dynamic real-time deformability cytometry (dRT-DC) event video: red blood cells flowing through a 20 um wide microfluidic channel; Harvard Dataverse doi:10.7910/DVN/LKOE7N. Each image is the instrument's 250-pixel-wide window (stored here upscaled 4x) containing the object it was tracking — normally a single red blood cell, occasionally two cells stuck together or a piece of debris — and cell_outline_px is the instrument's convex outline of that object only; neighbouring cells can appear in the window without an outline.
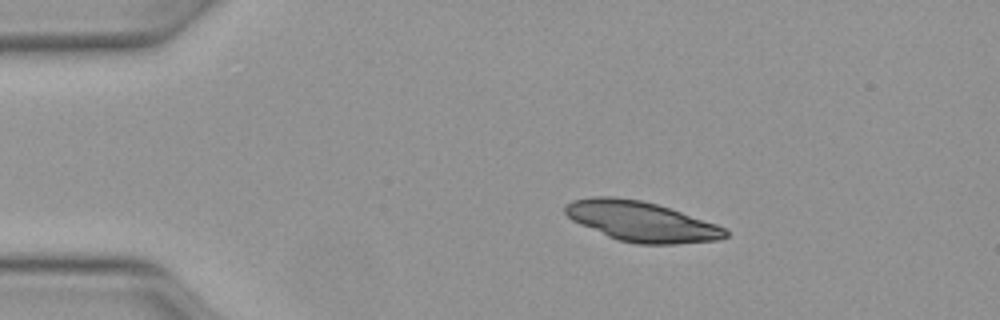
{"species": "Egyptian fruit bat (a non-hibernating species)", "species_latin": "Rousettus aegyptiacus", "temperature_condition": "warm", "stored_images_in_passage": 48, "camera_frame_rate_fps": 3000, "um_per_image_px": 0.085, "animal": {"sex": "female"}, "frame": {"image": 1, "passage_image": 8, "time_ms": 2.333, "image_size_px": [1000, 320], "cell_outline_px": [[728, 236], [720, 240], [676, 244], [636, 244], [616, 240], [580, 224], [572, 220], [564, 212], [564, 208], [572, 200], [596, 196], [612, 196], [640, 200], [656, 204], [716, 224], [724, 228], [728, 232]], "centroid_in_image_um": [54.5, 18.83], "position_along_channel_um": 30.5, "area_um2": 37.17}}